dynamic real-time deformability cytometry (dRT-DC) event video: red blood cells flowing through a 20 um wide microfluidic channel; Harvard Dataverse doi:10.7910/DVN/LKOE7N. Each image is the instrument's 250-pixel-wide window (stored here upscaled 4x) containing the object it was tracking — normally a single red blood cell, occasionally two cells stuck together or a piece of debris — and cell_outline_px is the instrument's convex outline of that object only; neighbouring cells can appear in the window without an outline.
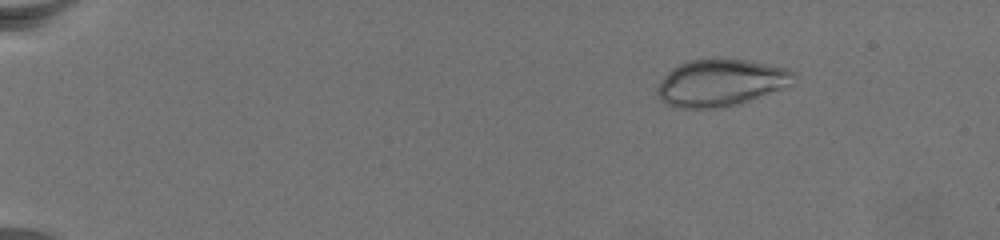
{"species": "common noctule bat (a hibernating species)", "species_latin": "Nyctalus noctula", "temperature_condition": "warm", "stored_images_in_passage": 74, "camera_frame_rate_fps": 3000, "um_per_image_px": 0.085, "animal": {"sex": "female", "body_mass_g": 19.5, "forearm_length_mm": 54.1}, "frame": {"image": 1, "passage_image": 12, "time_ms": 3.667, "image_size_px": [1000, 240], "cell_outline_px": [[796, 72], [788, 84], [780, 88], [740, 104], [720, 108], [680, 108], [668, 104], [660, 100], [656, 92], [656, 88], [664, 76], [672, 68], [688, 60], [712, 56], [748, 60], [788, 68]], "centroid_in_image_um": [61.2, 7.0], "position_along_channel_um": 23.8, "area_um2": 37.63}}
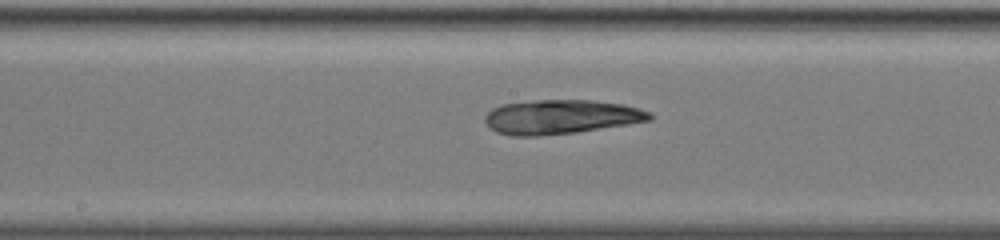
{"frame": {"image": 2, "passage_image": 43, "time_ms": 14.0, "image_size_px": [1000, 240], "cell_outline_px": [[652, 120], [628, 124], [576, 132], [536, 136], [512, 136], [496, 132], [488, 128], [484, 120], [484, 116], [492, 108], [500, 104], [536, 100], [592, 100], [624, 104], [640, 108], [652, 112]], "centroid_in_image_um": [47.66, 9.93], "position_along_channel_um": 200.5, "area_um2": 33.18}}
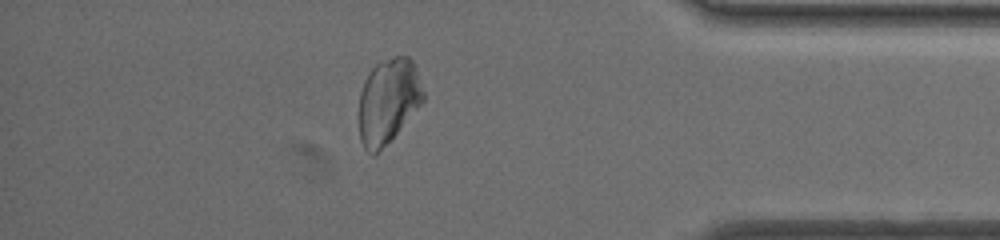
{"frame": {"image": 3, "passage_image": 66, "time_ms": 21.667, "image_size_px": [1000, 240], "cell_outline_px": [[424, 100], [376, 156], [372, 156], [364, 148], [360, 140], [360, 92], [364, 80], [372, 68], [380, 60], [396, 56], [408, 56], [412, 60], [416, 68], [424, 92]], "centroid_in_image_um": [32.99, 8.58], "position_along_channel_um": 402.2, "area_um2": 31.67}}